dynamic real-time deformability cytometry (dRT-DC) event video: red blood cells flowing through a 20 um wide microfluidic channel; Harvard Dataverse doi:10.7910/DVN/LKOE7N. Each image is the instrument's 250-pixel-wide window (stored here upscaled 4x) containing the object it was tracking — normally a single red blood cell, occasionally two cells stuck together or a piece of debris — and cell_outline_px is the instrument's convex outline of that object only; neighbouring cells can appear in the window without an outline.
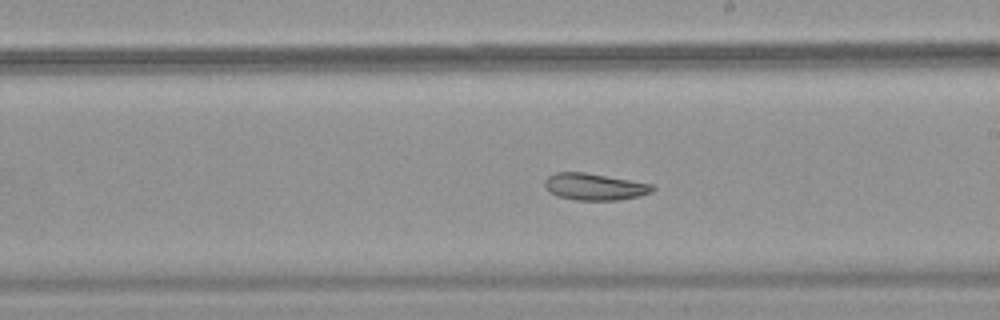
{"species": "common noctule bat (a hibernating species)", "species_latin": "Nyctalus noctula", "temperature_condition": "warm", "stored_images_in_passage": 24, "camera_frame_rate_fps": 3000, "um_per_image_px": 0.085, "animal": {"sex": "female", "body_mass_g": 18.4}, "frame": {"image": 1, "passage_image": 11, "time_ms": 3.333, "image_size_px": [1000, 320], "cell_outline_px": [[656, 188], [652, 192], [640, 196], [620, 200], [576, 200], [556, 196], [548, 192], [544, 188], [544, 180], [548, 176], [556, 172], [584, 172], [656, 184]], "centroid_in_image_um": [50.55, 15.87], "position_along_channel_um": 238.4, "area_um2": 17.22}, "authors_computed_cell_mechanics": {"area_um2": 17.6001, "velocity_mm_per_s": 3.7245, "shape_relaxation_time_tau1_ms": null, "shape_relaxation_time_tau2_ms": 5.6343, "deformation_change_tau1": null, "deformation_change_tau2": 0.1171}}